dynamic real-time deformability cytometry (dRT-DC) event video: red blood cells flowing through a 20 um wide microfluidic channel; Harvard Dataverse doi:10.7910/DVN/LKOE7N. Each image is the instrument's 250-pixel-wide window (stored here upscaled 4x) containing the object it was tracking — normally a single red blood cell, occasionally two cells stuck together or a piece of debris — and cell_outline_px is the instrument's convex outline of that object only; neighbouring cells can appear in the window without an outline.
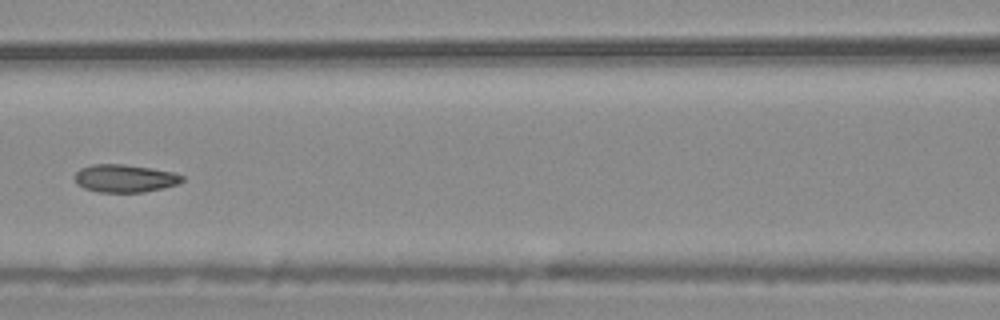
{"species": "common noctule bat (a hibernating species)", "species_latin": "Nyctalus noctula", "temperature_condition": "warm", "stored_images_in_passage": 7, "camera_frame_rate_fps": 3000, "um_per_image_px": 0.085, "animal": {"sex": "male", "body_mass_g": 20.4}, "frame": {"image": 1, "passage_image": 7, "time_ms": 2.0, "image_size_px": [1000, 320], "cell_outline_px": [[184, 180], [176, 184], [164, 188], [144, 192], [100, 192], [84, 188], [76, 184], [72, 176], [80, 168], [92, 164], [124, 164], [152, 168], [176, 172], [184, 176]], "centroid_in_image_um": [10.59, 15.15], "position_along_channel_um": 156.0, "area_um2": 17.69}}